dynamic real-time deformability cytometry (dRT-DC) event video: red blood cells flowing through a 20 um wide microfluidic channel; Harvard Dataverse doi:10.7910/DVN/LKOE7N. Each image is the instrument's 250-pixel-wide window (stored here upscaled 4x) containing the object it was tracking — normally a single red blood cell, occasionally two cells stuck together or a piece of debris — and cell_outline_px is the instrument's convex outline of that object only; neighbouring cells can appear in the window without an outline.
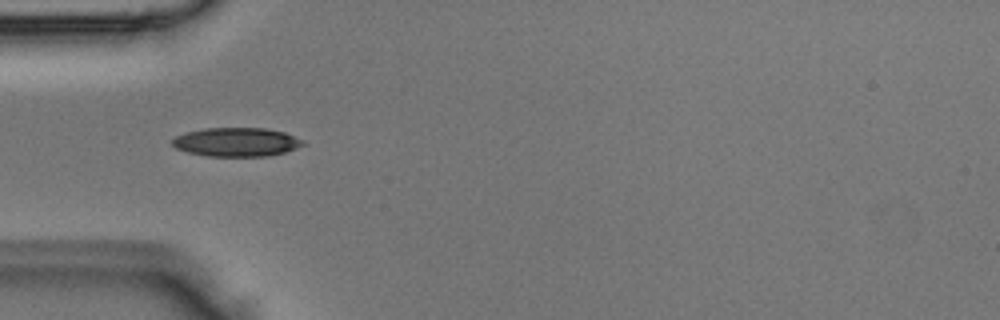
{"species": "Egyptian fruit bat (a non-hibernating species)", "species_latin": "Rousettus aegyptiacus", "temperature_condition": "room temperature", "stored_images_in_passage": 3, "camera_frame_rate_fps": 3000, "um_per_image_px": 0.085, "animal": {"sex": "male"}, "frame": {"image": 1, "passage_image": 3, "time_ms": 0.667, "image_size_px": [1000, 320], "cell_outline_px": [[304, 144], [296, 148], [284, 152], [268, 156], [208, 156], [188, 152], [176, 148], [172, 144], [172, 140], [176, 136], [184, 132], [204, 128], [268, 128], [284, 132], [304, 140]], "centroid_in_image_um": [20.09, 12.06], "position_along_channel_um": 64.9, "area_um2": 21.96}}